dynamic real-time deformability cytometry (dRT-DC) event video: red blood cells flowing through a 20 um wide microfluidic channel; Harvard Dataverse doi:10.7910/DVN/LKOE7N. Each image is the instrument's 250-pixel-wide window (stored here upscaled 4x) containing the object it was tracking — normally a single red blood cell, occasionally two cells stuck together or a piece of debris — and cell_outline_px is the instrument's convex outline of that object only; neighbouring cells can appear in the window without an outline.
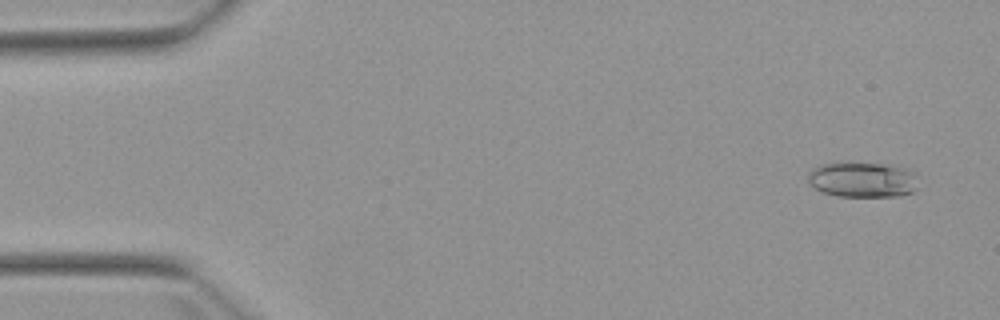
{"species": "Egyptian fruit bat (a non-hibernating species)", "species_latin": "Rousettus aegyptiacus", "temperature_condition": "warm", "stored_images_in_passage": 5, "camera_frame_rate_fps": 3000, "um_per_image_px": 0.085, "animal": {"sex": "female"}, "frame": {"image": 1, "passage_image": 1, "time_ms": 0.0, "image_size_px": [1000, 320], "cell_outline_px": [[920, 176], [916, 188], [912, 192], [900, 196], [840, 196], [824, 192], [816, 188], [808, 180], [808, 172], [812, 168], [820, 164], [888, 164], [904, 168]], "centroid_in_image_um": [73.38, 15.28], "position_along_channel_um": 11.6, "area_um2": 22.43}}
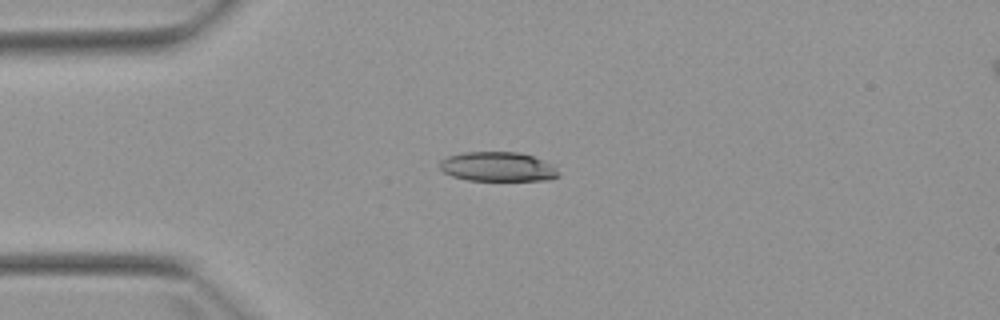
{"frame": {"image": 2, "passage_image": 4, "time_ms": 3.333, "image_size_px": [1000, 320], "cell_outline_px": [[560, 176], [548, 180], [468, 180], [452, 176], [444, 172], [440, 168], [440, 160], [448, 156], [464, 152], [520, 152], [532, 156], [552, 164]], "centroid_in_image_um": [42.3, 14.17], "position_along_channel_um": 42.7, "area_um2": 20.29}}